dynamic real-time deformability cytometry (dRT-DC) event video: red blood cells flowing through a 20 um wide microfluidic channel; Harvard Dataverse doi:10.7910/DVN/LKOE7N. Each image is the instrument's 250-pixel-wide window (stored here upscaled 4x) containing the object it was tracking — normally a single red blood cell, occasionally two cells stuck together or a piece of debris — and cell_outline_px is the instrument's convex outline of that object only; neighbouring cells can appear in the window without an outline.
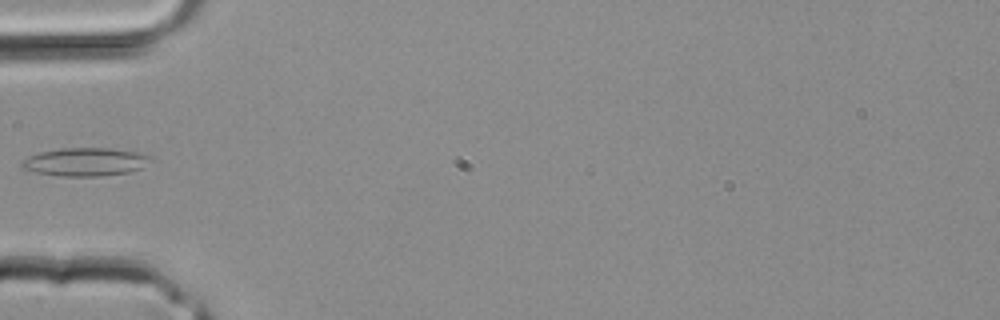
{"species": "common noctule bat (a hibernating species)", "species_latin": "Nyctalus noctula", "temperature_condition": "room temperature", "stored_images_in_passage": 2, "camera_frame_rate_fps": 3000, "um_per_image_px": 0.085, "animal": {"sex": "male", "body_mass_g": 20.4}, "frame": {"image": 1, "passage_image": 2, "time_ms": 0.333, "image_size_px": [1000, 320], "cell_outline_px": [[156, 160], [140, 168], [128, 172], [100, 176], [60, 176], [36, 172], [24, 168], [20, 164], [28, 156], [40, 152], [60, 148], [108, 148], [140, 152], [152, 156]], "centroid_in_image_um": [7.32, 13.75], "position_along_channel_um": 77.7, "area_um2": 21.27}}